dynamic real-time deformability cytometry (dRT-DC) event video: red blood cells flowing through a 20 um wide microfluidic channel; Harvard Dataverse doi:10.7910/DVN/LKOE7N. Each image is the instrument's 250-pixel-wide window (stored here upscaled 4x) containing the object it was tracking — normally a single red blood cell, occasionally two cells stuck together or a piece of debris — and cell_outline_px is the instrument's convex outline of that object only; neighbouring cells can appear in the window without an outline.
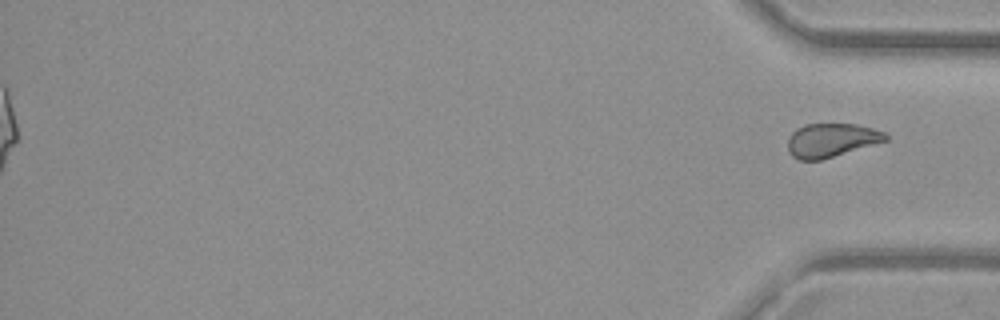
{"species": "common noctule bat (a hibernating species)", "species_latin": "Nyctalus noctula", "temperature_condition": "warm", "stored_images_in_passage": 41, "segment_of_instrument_passage": [2, 2], "camera_frame_rate_fps": 3000, "um_per_image_px": 0.085, "animal": {"sex": "female", "body_mass_g": 29.2, "forearm_length_mm": 56.3}, "frame": {"image": 1, "passage_image": 41, "time_ms": 13.333, "image_size_px": [1000, 320], "cell_outline_px": [[888, 140], [820, 160], [800, 160], [792, 156], [788, 152], [788, 140], [792, 132], [796, 128], [804, 124], [856, 124], [872, 128], [884, 132], [888, 136]], "centroid_in_image_um": [70.64, 11.91], "position_along_channel_um": 364.6, "area_um2": 19.13}}